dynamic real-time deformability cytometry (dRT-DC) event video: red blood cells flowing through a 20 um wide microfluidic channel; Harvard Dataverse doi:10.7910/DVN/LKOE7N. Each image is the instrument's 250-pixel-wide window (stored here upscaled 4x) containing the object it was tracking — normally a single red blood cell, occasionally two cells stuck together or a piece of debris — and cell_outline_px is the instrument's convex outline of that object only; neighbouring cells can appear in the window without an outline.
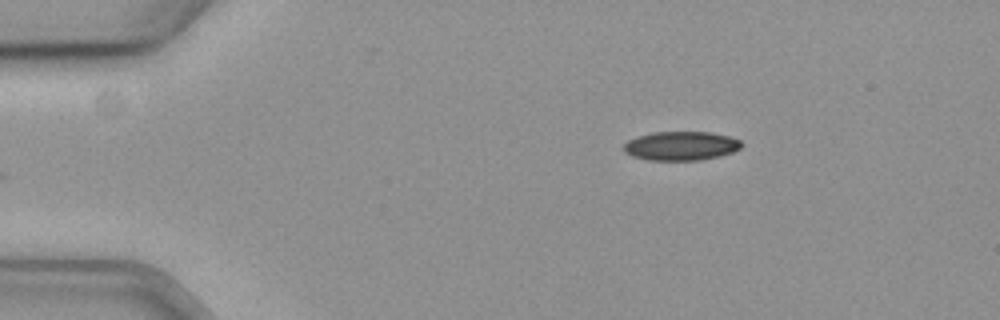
{"species": "common noctule bat (a hibernating species)", "species_latin": "Nyctalus noctula", "temperature_condition": "cold", "stored_images_in_passage": 40, "camera_frame_rate_fps": 3000, "um_per_image_px": 0.085, "animal": {"sex": "female", "body_mass_g": 19.3, "forearm_length_mm": 54.1}, "frame": {"image": 1, "passage_image": 1, "time_ms": 0.0, "image_size_px": [1000, 320], "cell_outline_px": [[744, 144], [740, 148], [732, 152], [720, 156], [700, 160], [648, 160], [632, 156], [624, 152], [624, 144], [628, 140], [640, 136], [656, 132], [708, 132], [728, 136], [740, 140]], "centroid_in_image_um": [57.9, 12.41], "position_along_channel_um": 27.1, "area_um2": 19.77}}
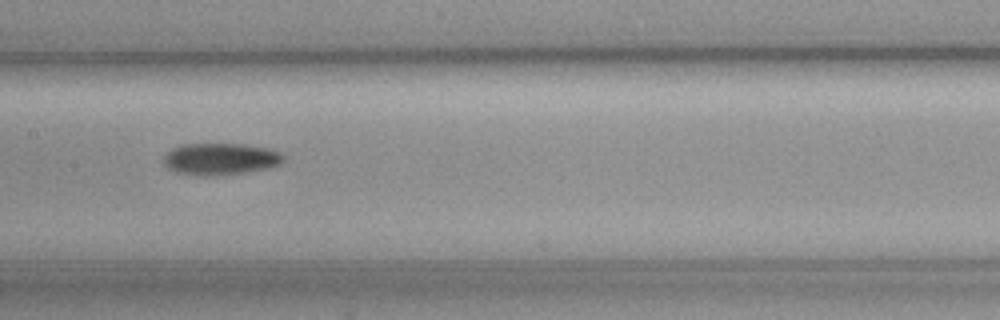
{"frame": {"image": 2, "passage_image": 20, "time_ms": 6.333, "image_size_px": [1000, 320], "cell_outline_px": [[284, 160], [280, 164], [268, 168], [244, 172], [204, 176], [176, 172], [168, 168], [164, 164], [164, 156], [172, 148], [180, 144], [244, 144], [268, 148], [280, 152], [284, 156]], "centroid_in_image_um": [18.74, 13.5], "position_along_channel_um": 188.7, "area_um2": 22.08}}
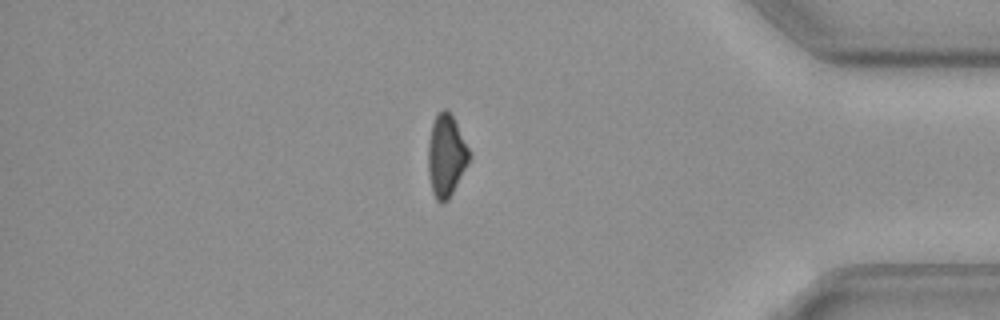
{"frame": {"image": 3, "passage_image": 40, "time_ms": 13.0, "image_size_px": [1000, 320], "cell_outline_px": [[468, 160], [448, 200], [444, 204], [440, 204], [436, 200], [432, 192], [428, 172], [428, 140], [432, 124], [436, 112], [444, 108], [452, 116], [468, 148]], "centroid_in_image_um": [37.86, 13.23], "position_along_channel_um": 397.3, "area_um2": 19.19}, "authors_computed_cell_mechanics": {"area_um2": 21.2993, "velocity_mm_per_s": 3.6289, "shape_relaxation_time_tau1_ms": 6.5482, "shape_relaxation_time_tau2_ms": null, "deformation_change_tau1": 0.1132, "deformation_change_tau2": null}}